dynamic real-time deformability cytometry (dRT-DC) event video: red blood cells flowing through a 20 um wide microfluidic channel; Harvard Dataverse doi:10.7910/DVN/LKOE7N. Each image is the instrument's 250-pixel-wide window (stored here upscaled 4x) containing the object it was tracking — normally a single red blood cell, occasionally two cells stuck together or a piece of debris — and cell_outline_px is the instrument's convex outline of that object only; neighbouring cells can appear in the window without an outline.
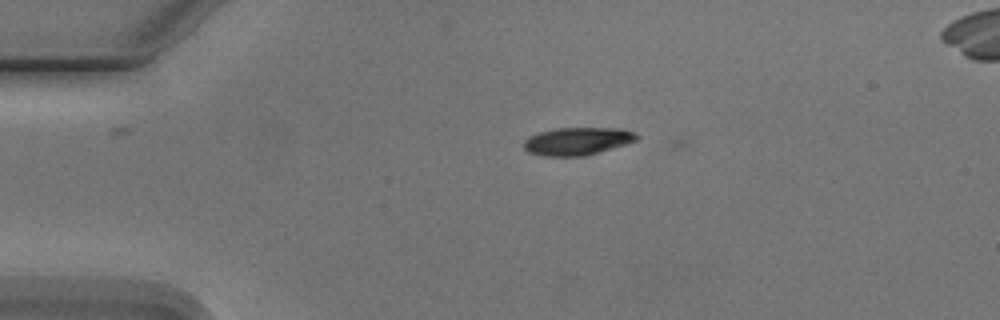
{"species": "Egyptian fruit bat (a non-hibernating species)", "species_latin": "Rousettus aegyptiacus", "temperature_condition": "cold", "stored_images_in_passage": 5, "camera_frame_rate_fps": 3000, "um_per_image_px": 0.085, "animal": {"sex": "male"}, "frame": {"image": 1, "passage_image": 1, "time_ms": 0.0, "image_size_px": [1000, 320], "cell_outline_px": [[640, 136], [636, 140], [624, 144], [584, 156], [544, 156], [528, 152], [524, 148], [524, 140], [528, 136], [540, 132], [556, 128], [616, 128], [632, 132]], "centroid_in_image_um": [49.02, 12.0], "position_along_channel_um": 36.0, "area_um2": 17.98}}